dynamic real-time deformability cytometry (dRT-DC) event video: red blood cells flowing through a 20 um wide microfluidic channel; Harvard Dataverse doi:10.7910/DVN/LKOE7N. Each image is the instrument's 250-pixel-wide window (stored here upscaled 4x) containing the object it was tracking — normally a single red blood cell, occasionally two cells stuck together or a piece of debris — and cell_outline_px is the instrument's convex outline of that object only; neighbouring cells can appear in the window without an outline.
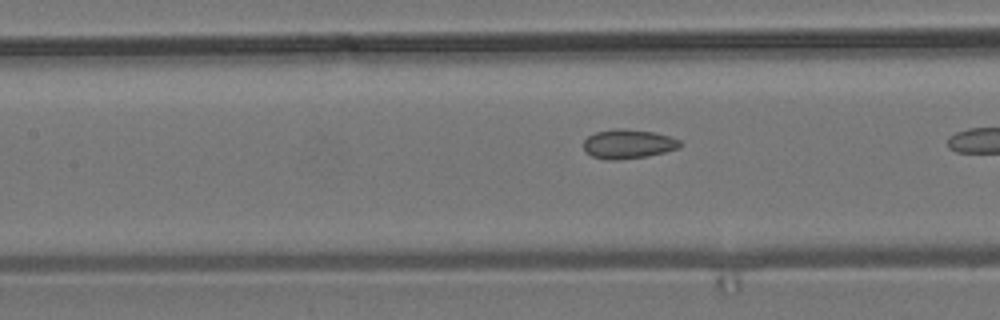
{"species": "common noctule bat (a hibernating species)", "species_latin": "Nyctalus noctula", "temperature_condition": "room temperature", "stored_images_in_passage": 20, "camera_frame_rate_fps": 3000, "um_per_image_px": 0.085, "animal": {"sex": "male", "body_mass_g": 19.2, "forearm_length_mm": 51.8}, "frame": {"image": 1, "passage_image": 17, "time_ms": 5.333, "image_size_px": [1000, 320], "cell_outline_px": [[684, 144], [680, 148], [648, 156], [616, 160], [604, 160], [592, 156], [584, 152], [584, 140], [588, 136], [596, 132], [616, 128], [624, 128], [656, 132], [680, 140]], "centroid_in_image_um": [53.4, 12.24], "position_along_channel_um": 154.0, "area_um2": 16.7}}